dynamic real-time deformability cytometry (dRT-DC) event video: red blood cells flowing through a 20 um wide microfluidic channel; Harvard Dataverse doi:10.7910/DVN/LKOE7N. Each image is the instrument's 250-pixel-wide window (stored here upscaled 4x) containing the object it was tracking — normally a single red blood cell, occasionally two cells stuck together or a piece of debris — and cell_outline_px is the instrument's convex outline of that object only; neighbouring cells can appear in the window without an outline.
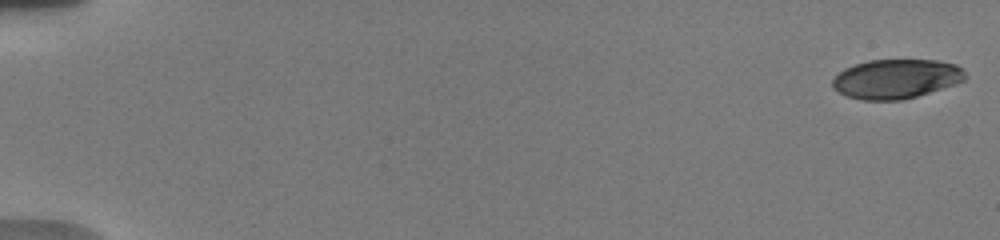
{"species": "human", "species_latin": "Homo sapiens", "temperature_condition": "warm", "stored_images_in_passage": 56, "camera_frame_rate_fps": 3000, "um_per_image_px": 0.085, "donor": {"sex": "male"}, "frame": {"image": 1, "passage_image": 1, "time_ms": 0.0, "image_size_px": [1000, 240], "cell_outline_px": [[968, 76], [964, 80], [916, 96], [900, 100], [864, 100], [848, 96], [832, 88], [832, 80], [844, 68], [868, 60], [936, 60], [956, 64], [964, 68]], "centroid_in_image_um": [76.18, 6.69], "position_along_channel_um": 8.8, "area_um2": 30.23}}
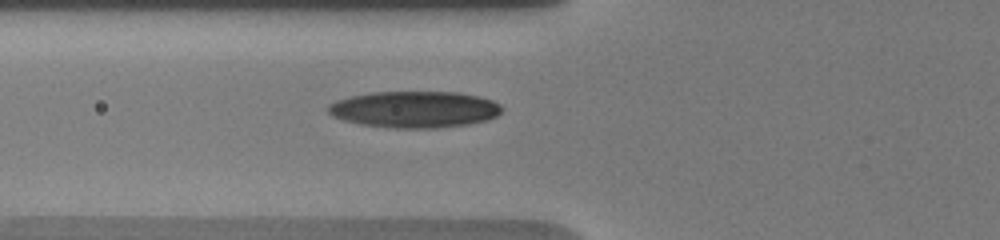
{"frame": {"image": 2, "passage_image": 21, "time_ms": 7.0, "image_size_px": [1000, 240], "cell_outline_px": [[504, 108], [496, 116], [488, 120], [468, 124], [436, 128], [396, 128], [360, 124], [344, 120], [332, 116], [328, 112], [328, 104], [336, 100], [352, 96], [372, 92], [460, 92], [492, 100], [500, 104]], "centroid_in_image_um": [35.24, 9.3], "position_along_channel_um": 90.6, "area_um2": 36.99}}
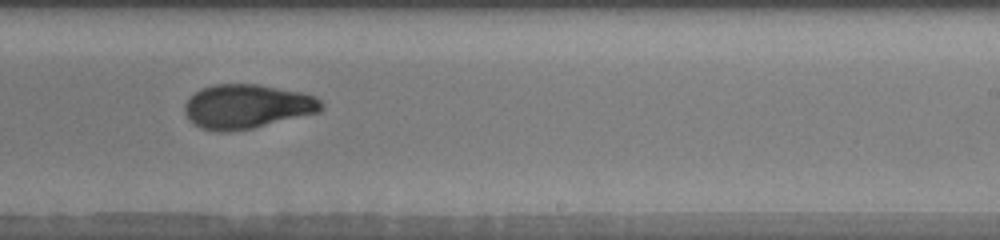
{"frame": {"image": 3, "passage_image": 39, "time_ms": 11.667, "image_size_px": [1000, 240], "cell_outline_px": [[324, 108], [320, 112], [252, 128], [228, 132], [216, 132], [200, 128], [192, 124], [188, 120], [184, 112], [184, 104], [200, 88], [212, 84], [260, 84], [300, 92], [316, 96], [324, 104]], "centroid_in_image_um": [20.98, 9.05], "position_along_channel_um": 268.0, "area_um2": 35.55}, "authors_computed_cell_mechanics": {"area_um2": 34.0442, "velocity_mm_per_s": 3.7885, "shape_relaxation_time_tau1_ms": 5.7649, "shape_relaxation_time_tau2_ms": 2.0544, "deformation_change_tau1": 0.1978, "deformation_change_tau2": 0.0741}}